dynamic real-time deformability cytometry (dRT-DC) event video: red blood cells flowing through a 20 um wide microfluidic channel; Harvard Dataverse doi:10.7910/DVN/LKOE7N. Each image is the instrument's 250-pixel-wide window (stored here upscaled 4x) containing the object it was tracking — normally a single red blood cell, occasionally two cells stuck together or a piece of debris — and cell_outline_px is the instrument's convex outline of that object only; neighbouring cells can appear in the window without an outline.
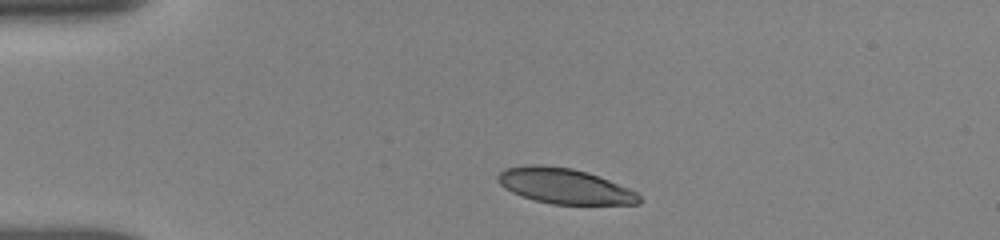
{"species": "human", "species_latin": "Homo sapiens", "temperature_condition": "room temperature", "stored_images_in_passage": 20, "camera_frame_rate_fps": 3000, "um_per_image_px": 0.085, "donor": {"sex": "female"}, "frame": {"image": 1, "passage_image": 1, "time_ms": 0.0, "image_size_px": [1000, 240], "cell_outline_px": [[640, 204], [552, 204], [536, 200], [512, 192], [504, 188], [496, 180], [496, 176], [504, 168], [524, 164], [540, 164], [572, 168], [588, 172], [628, 188], [636, 192], [640, 196]], "centroid_in_image_um": [47.94, 15.79], "position_along_channel_um": 37.1, "area_um2": 29.13}}
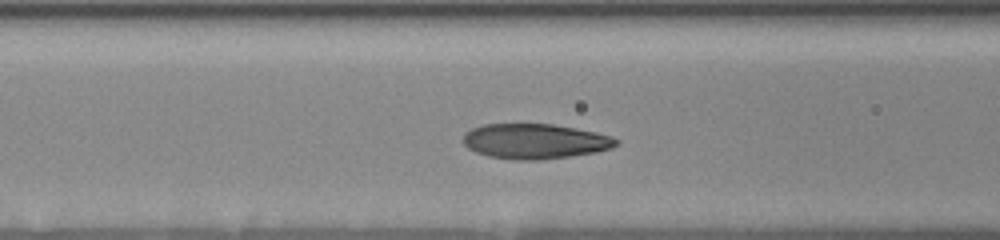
{"frame": {"image": 2, "passage_image": 9, "time_ms": 3.333, "image_size_px": [1000, 240], "cell_outline_px": [[620, 144], [612, 148], [596, 152], [540, 160], [512, 160], [488, 156], [476, 152], [468, 148], [464, 144], [464, 132], [472, 128], [484, 124], [552, 124], [596, 132], [612, 136], [620, 140]], "centroid_in_image_um": [45.49, 12.01], "position_along_channel_um": 121.1, "area_um2": 31.39}}
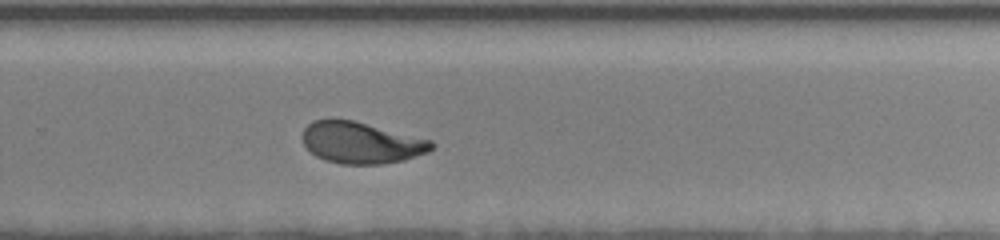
{"frame": {"image": 3, "passage_image": 20, "time_ms": 8.0, "image_size_px": [1000, 240], "cell_outline_px": [[436, 144], [428, 152], [404, 160], [384, 164], [340, 164], [324, 160], [316, 156], [304, 144], [304, 128], [312, 120], [332, 116], [352, 120], [432, 140]], "centroid_in_image_um": [30.68, 12.11], "position_along_channel_um": 299.1, "area_um2": 31.5}}